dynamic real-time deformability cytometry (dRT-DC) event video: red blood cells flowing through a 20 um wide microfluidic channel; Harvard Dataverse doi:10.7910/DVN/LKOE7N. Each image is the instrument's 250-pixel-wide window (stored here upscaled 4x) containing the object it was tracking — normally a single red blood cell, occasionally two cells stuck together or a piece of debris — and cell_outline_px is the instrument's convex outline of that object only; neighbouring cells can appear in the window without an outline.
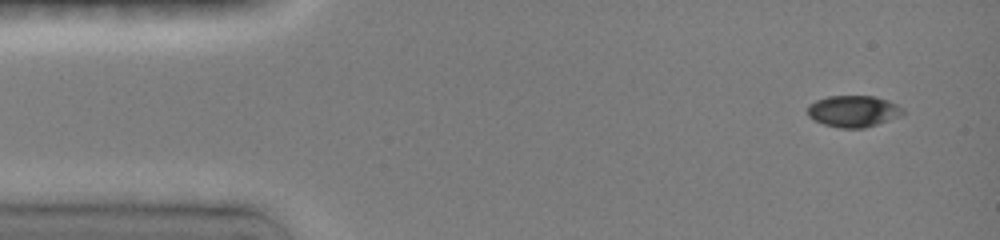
{"species": "common noctule bat (a hibernating species)", "species_latin": "Nyctalus noctula", "temperature_condition": "room temperature", "stored_images_in_passage": 6, "camera_frame_rate_fps": 3000, "um_per_image_px": 0.085, "animal": {"sex": "female", "body_mass_g": 19.0, "forearm_length_mm": 51.5}, "frame": {"image": 1, "passage_image": 1, "time_ms": 0.0, "image_size_px": [1000, 240], "cell_outline_px": [[904, 112], [900, 116], [864, 128], [840, 128], [824, 124], [808, 116], [808, 104], [816, 100], [828, 96], [876, 96], [888, 100], [904, 108]], "centroid_in_image_um": [72.54, 9.44], "position_along_channel_um": 12.5, "area_um2": 17.46}}
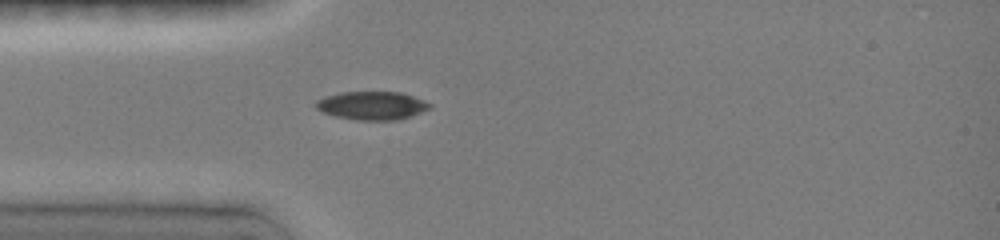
{"frame": {"image": 2, "passage_image": 6, "time_ms": 3.333, "image_size_px": [1000, 240], "cell_outline_px": [[432, 108], [400, 120], [356, 120], [336, 116], [324, 112], [316, 108], [316, 100], [324, 96], [344, 92], [400, 92], [424, 100], [432, 104]], "centroid_in_image_um": [31.65, 8.97], "position_along_channel_um": 53.4, "area_um2": 18.79}}